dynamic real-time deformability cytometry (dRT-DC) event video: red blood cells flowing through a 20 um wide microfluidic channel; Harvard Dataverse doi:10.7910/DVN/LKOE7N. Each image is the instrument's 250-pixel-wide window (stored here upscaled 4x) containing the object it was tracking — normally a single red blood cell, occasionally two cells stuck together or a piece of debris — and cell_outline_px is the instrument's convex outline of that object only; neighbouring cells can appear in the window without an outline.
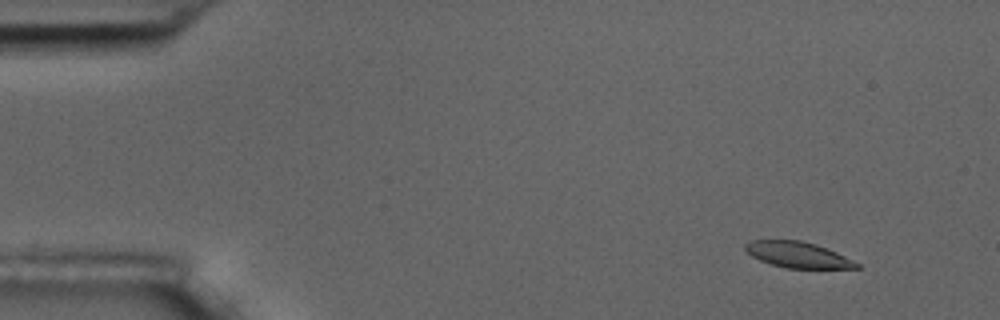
{"species": "common noctule bat (a hibernating species)", "species_latin": "Nyctalus noctula", "temperature_condition": "room temperature", "stored_images_in_passage": 5, "camera_frame_rate_fps": 3000, "um_per_image_px": 0.085, "animal": {"sex": "male", "body_mass_g": 17.5, "forearm_length_mm": 52.3}, "frame": {"image": 1, "passage_image": 2, "time_ms": 1.333, "image_size_px": [1000, 320], "cell_outline_px": [[860, 268], [784, 268], [760, 260], [752, 256], [744, 248], [744, 244], [752, 240], [800, 240], [816, 244], [836, 252], [860, 264]], "centroid_in_image_um": [67.8, 21.65], "position_along_channel_um": 17.2, "area_um2": 16.65}}
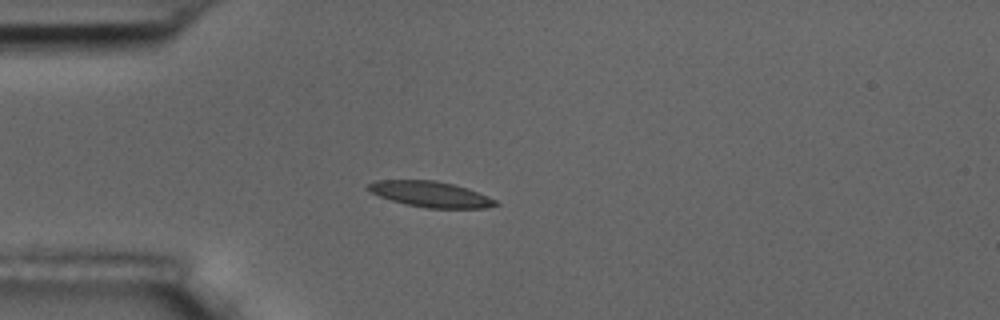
{"frame": {"image": 2, "passage_image": 5, "time_ms": 4.667, "image_size_px": [1000, 320], "cell_outline_px": [[500, 204], [484, 208], [428, 208], [404, 204], [380, 196], [364, 188], [368, 184], [376, 180], [436, 180], [468, 188], [488, 196], [496, 200]], "centroid_in_image_um": [36.59, 16.5], "position_along_channel_um": 48.4, "area_um2": 19.07}}